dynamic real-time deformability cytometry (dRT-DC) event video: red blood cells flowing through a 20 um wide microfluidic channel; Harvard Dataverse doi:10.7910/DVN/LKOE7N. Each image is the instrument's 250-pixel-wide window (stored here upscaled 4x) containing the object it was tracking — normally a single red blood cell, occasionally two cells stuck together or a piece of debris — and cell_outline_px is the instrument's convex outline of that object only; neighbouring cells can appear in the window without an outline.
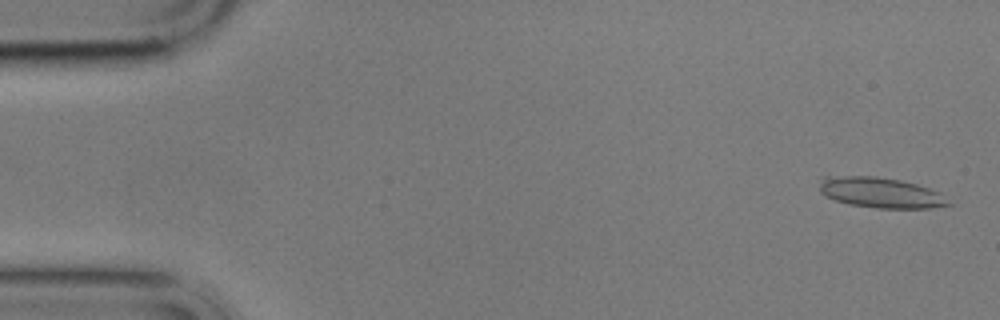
{"species": "common noctule bat (a hibernating species)", "species_latin": "Nyctalus noctula", "temperature_condition": "cold", "stored_images_in_passage": 5, "camera_frame_rate_fps": 3000, "um_per_image_px": 0.085, "animal": {"sex": "male", "body_mass_g": 17.9}, "frame": {"image": 1, "passage_image": 1, "time_ms": 0.0, "image_size_px": [1000, 320], "cell_outline_px": [[952, 204], [928, 208], [876, 208], [848, 204], [836, 200], [820, 192], [820, 184], [824, 176], [876, 176], [900, 180], [916, 184], [940, 192]], "centroid_in_image_um": [74.86, 16.37], "position_along_channel_um": 10.1, "area_um2": 22.72}}
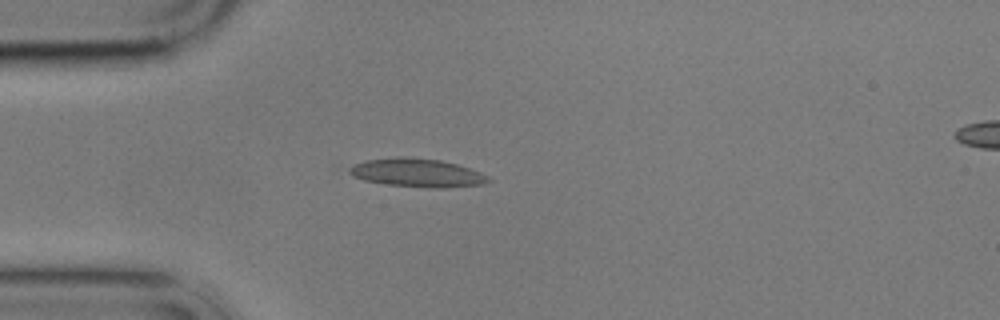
{"frame": {"image": 2, "passage_image": 4, "time_ms": 4.333, "image_size_px": [1000, 320], "cell_outline_px": [[492, 180], [484, 184], [440, 188], [432, 188], [388, 184], [364, 180], [352, 176], [348, 172], [348, 168], [352, 164], [364, 160], [396, 156], [404, 156], [440, 160], [456, 164], [480, 172], [488, 176]], "centroid_in_image_um": [35.41, 14.67], "position_along_channel_um": 49.6, "area_um2": 23.12}}